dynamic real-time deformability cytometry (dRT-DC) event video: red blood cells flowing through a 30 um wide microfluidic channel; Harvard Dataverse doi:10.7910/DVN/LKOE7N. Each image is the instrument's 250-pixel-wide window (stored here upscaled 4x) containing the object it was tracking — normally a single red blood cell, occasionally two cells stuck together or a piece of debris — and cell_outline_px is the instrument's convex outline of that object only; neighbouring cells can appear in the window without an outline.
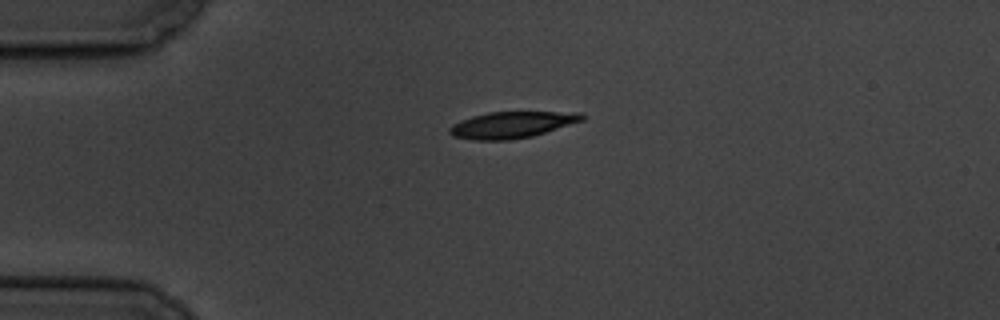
{"species": "common noctule bat (a hibernating species)", "species_latin": "Nyctalus noctula", "temperature_condition": "cold", "stored_images_in_passage": 2, "camera_frame_rate_fps": 3000, "um_per_image_px": 0.085, "animal": {"sex": "male", "body_mass_g": 19.5, "forearm_length_mm": 54.6}, "frame": {"image": 1, "passage_image": 2, "time_ms": 1.333, "image_size_px": [1000, 320], "cell_outline_px": [[584, 120], [532, 136], [508, 140], [472, 140], [452, 136], [448, 132], [448, 128], [452, 124], [460, 120], [472, 116], [488, 112], [584, 112]], "centroid_in_image_um": [43.47, 10.6], "position_along_channel_um": 41.5, "area_um2": 20.46}}